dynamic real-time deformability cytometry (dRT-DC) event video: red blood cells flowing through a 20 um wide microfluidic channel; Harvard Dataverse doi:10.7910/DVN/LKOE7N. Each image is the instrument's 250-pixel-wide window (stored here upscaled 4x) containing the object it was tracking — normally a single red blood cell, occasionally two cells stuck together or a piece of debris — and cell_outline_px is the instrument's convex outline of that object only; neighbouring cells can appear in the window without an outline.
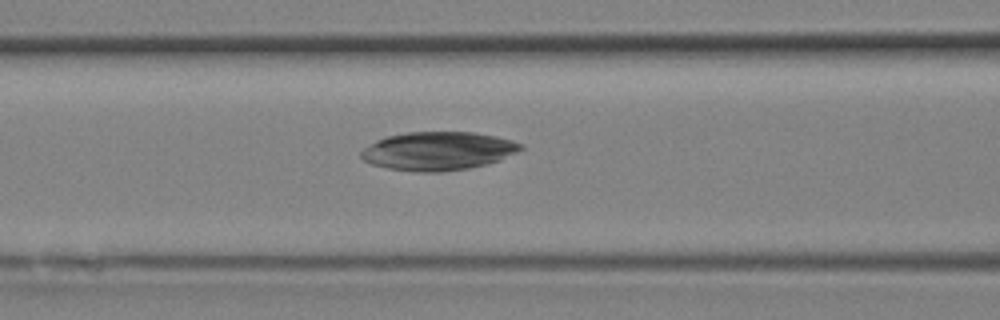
{"species": "Egyptian fruit bat (a non-hibernating species)", "species_latin": "Rousettus aegyptiacus", "temperature_condition": "room temperature", "stored_images_in_passage": 15, "camera_frame_rate_fps": 3000, "um_per_image_px": 0.085, "animal": {"sex": "female"}, "frame": {"image": 1, "passage_image": 3, "time_ms": 0.667, "image_size_px": [1000, 320], "cell_outline_px": [[524, 148], [500, 160], [468, 168], [440, 172], [416, 172], [388, 168], [372, 164], [364, 160], [360, 156], [360, 152], [364, 148], [376, 140], [388, 136], [408, 132], [472, 132], [512, 140], [524, 144]], "centroid_in_image_um": [37.23, 12.83], "position_along_channel_um": 129.4, "area_um2": 35.55}}
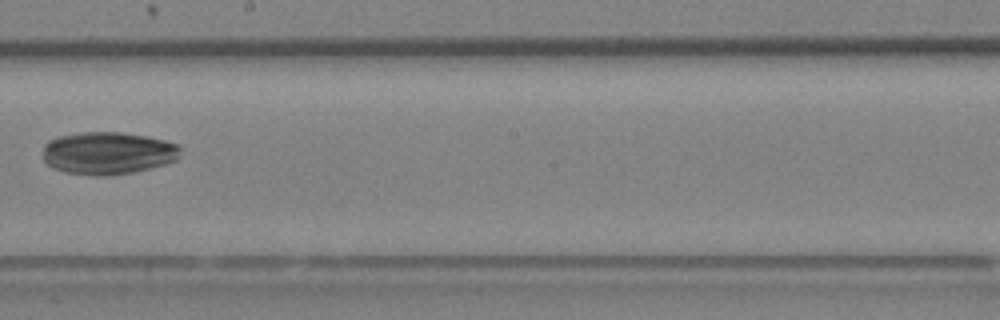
{"frame": {"image": 2, "passage_image": 7, "time_ms": 2.0, "image_size_px": [1000, 320], "cell_outline_px": [[180, 148], [176, 160], [152, 168], [132, 172], [108, 176], [92, 176], [64, 172], [52, 168], [44, 160], [44, 144], [48, 140], [56, 136], [80, 132], [120, 132], [148, 136], [180, 144]], "centroid_in_image_um": [9.15, 13.01], "position_along_channel_um": 239.1, "area_um2": 34.45}}
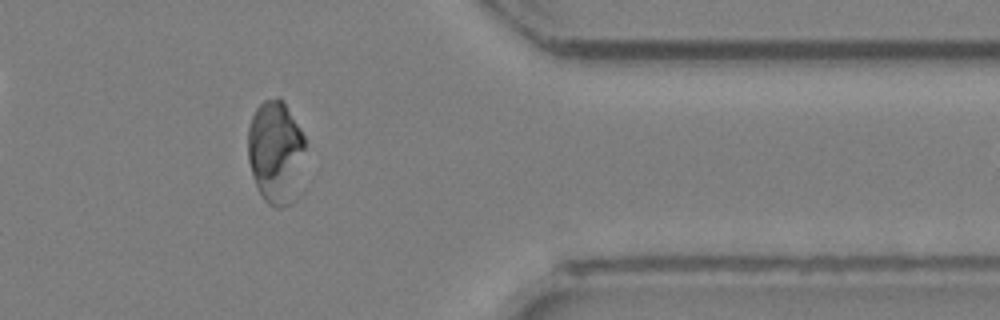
{"frame": {"image": 3, "passage_image": 13, "time_ms": 4.0, "image_size_px": [1000, 320], "cell_outline_px": [[304, 148], [288, 204], [280, 208], [276, 208], [268, 204], [264, 200], [256, 184], [248, 160], [248, 128], [252, 116], [256, 108], [264, 100], [276, 96], [280, 96], [300, 128], [304, 136]], "centroid_in_image_um": [23.35, 12.81], "position_along_channel_um": 388.1, "area_um2": 33.0}}